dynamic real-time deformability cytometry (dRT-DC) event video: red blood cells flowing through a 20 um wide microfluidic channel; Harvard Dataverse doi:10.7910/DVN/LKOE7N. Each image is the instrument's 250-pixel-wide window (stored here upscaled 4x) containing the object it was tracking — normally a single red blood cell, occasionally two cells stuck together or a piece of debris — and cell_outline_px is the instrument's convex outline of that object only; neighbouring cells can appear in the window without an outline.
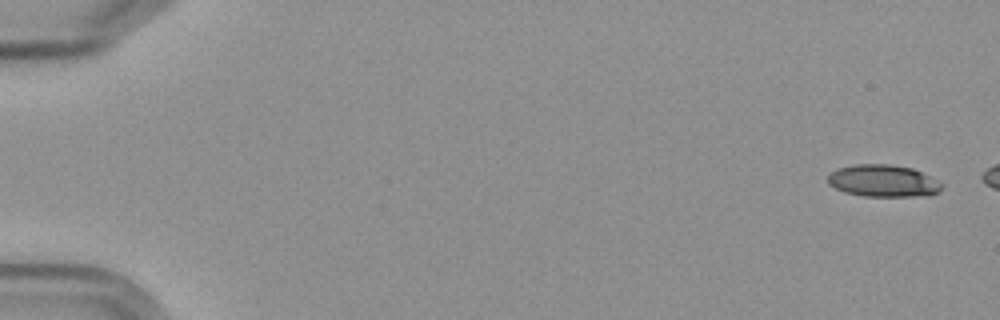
{"species": "Egyptian fruit bat (a non-hibernating species)", "species_latin": "Rousettus aegyptiacus", "temperature_condition": "cold", "stored_images_in_passage": 3, "camera_frame_rate_fps": 3000, "um_per_image_px": 0.085, "frame": {"image": 1, "passage_image": 1, "time_ms": 0.0, "image_size_px": [1000, 320], "cell_outline_px": [[944, 188], [940, 192], [928, 196], [864, 196], [844, 192], [828, 184], [828, 176], [832, 172], [840, 168], [856, 164], [888, 164], [912, 168], [944, 184]], "centroid_in_image_um": [75.11, 15.39], "position_along_channel_um": 9.9, "area_um2": 21.27}}